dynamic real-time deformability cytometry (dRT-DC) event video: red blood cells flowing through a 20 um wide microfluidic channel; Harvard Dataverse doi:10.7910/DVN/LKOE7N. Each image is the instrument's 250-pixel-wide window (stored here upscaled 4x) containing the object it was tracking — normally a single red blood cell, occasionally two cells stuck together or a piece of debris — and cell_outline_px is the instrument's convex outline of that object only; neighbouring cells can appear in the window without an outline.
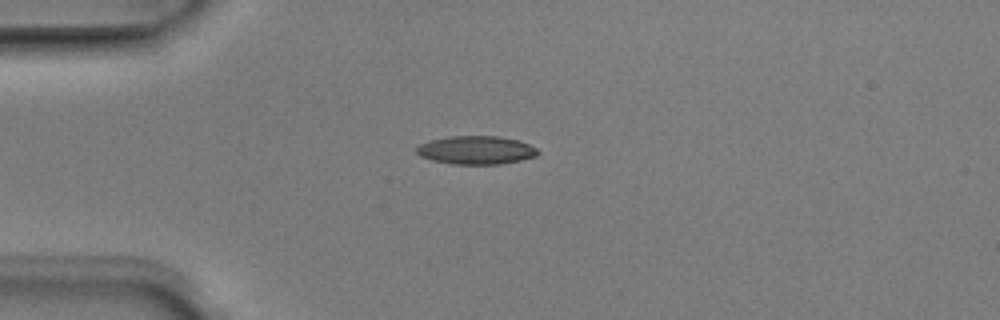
{"species": "Egyptian fruit bat (a non-hibernating species)", "species_latin": "Rousettus aegyptiacus", "temperature_condition": "room temperature", "stored_images_in_passage": 39, "camera_frame_rate_fps": 3000, "um_per_image_px": 0.085, "animal": {"sex": "male"}, "frame": {"image": 1, "passage_image": 1, "time_ms": 0.0, "image_size_px": [1000, 320], "cell_outline_px": [[540, 152], [536, 156], [520, 160], [500, 164], [452, 164], [432, 160], [420, 156], [416, 152], [416, 148], [420, 144], [432, 140], [448, 136], [496, 136], [516, 140], [528, 144], [536, 148]], "centroid_in_image_um": [40.46, 12.76], "position_along_channel_um": 44.5, "area_um2": 19.88}}
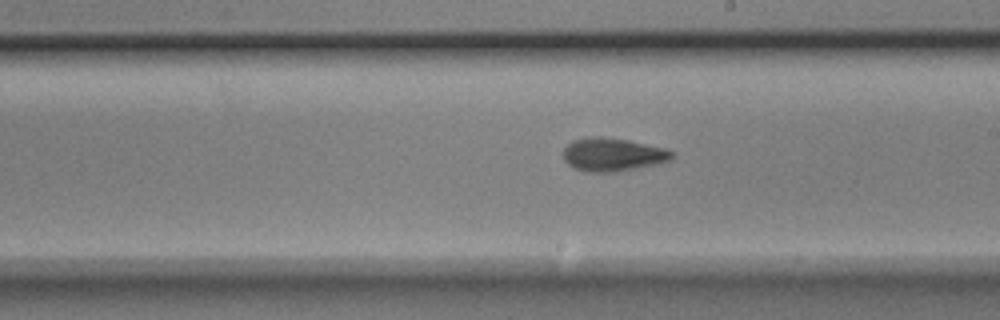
{"frame": {"image": 2, "passage_image": 17, "time_ms": 5.333, "image_size_px": [1000, 320], "cell_outline_px": [[676, 152], [672, 160], [656, 164], [616, 172], [588, 172], [572, 168], [564, 160], [564, 148], [572, 140], [588, 136], [600, 136], [628, 140], [668, 148]], "centroid_in_image_um": [52.11, 13.13], "position_along_channel_um": 236.9, "area_um2": 21.44}}
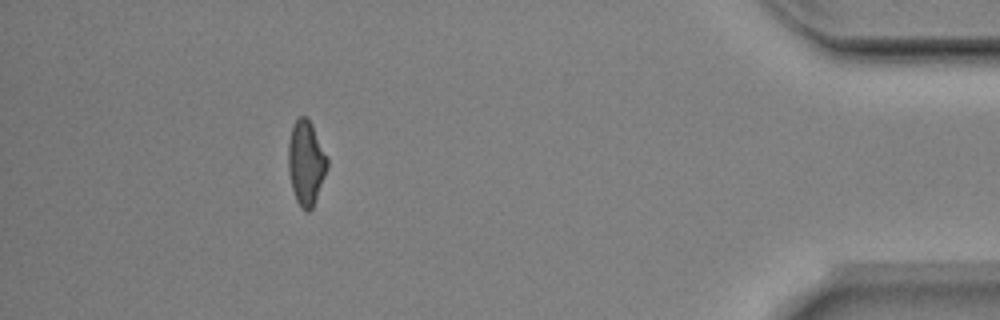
{"frame": {"image": 3, "passage_image": 34, "time_ms": 11.0, "image_size_px": [1000, 320], "cell_outline_px": [[328, 168], [312, 208], [308, 212], [304, 212], [300, 208], [296, 200], [292, 188], [288, 172], [288, 140], [292, 128], [296, 120], [300, 116], [304, 116], [312, 124], [328, 156]], "centroid_in_image_um": [26.01, 13.86], "position_along_channel_um": 409.2, "area_um2": 19.36}, "authors_computed_cell_mechanics": {"area_um2": 19.8832, "velocity_mm_per_s": 3.9954, "shape_relaxation_time_tau1_ms": 3.0627, "shape_relaxation_time_tau2_ms": 2.2378, "deformation_change_tau1": 0.1482, "deformation_change_tau2": 0.097}}